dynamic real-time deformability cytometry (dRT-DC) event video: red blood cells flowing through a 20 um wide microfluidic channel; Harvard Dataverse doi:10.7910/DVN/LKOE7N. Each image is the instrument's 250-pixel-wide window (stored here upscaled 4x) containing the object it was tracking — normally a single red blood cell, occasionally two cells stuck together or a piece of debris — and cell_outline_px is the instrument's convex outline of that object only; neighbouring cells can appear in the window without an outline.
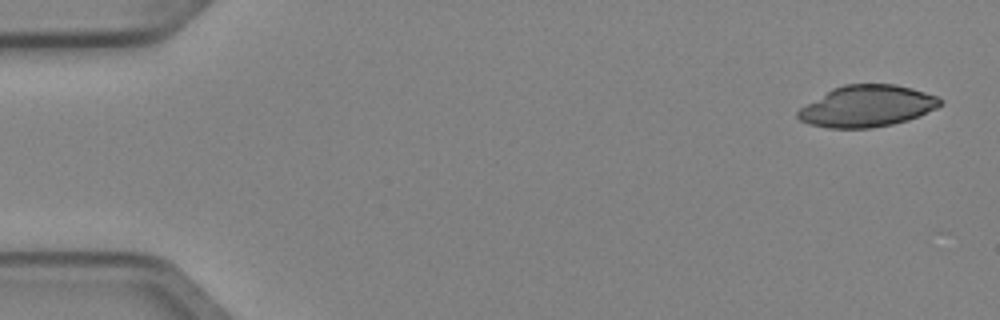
{"species": "Egyptian fruit bat (a non-hibernating species)", "species_latin": "Rousettus aegyptiacus", "temperature_condition": "cold", "stored_images_in_passage": 4, "segment_of_instrument_passage": [2, 2], "camera_frame_rate_fps": 3000, "um_per_image_px": 0.085, "animal": {"sex": "female"}, "frame": {"image": 1, "passage_image": 4, "time_ms": 1.0, "image_size_px": [1000, 320], "cell_outline_px": [[944, 100], [936, 108], [908, 120], [892, 124], [872, 128], [828, 128], [808, 124], [800, 120], [796, 116], [796, 112], [804, 104], [832, 88], [844, 84], [896, 84], [912, 88], [936, 96]], "centroid_in_image_um": [73.65, 9.02], "position_along_channel_um": 11.4, "area_um2": 34.51}}